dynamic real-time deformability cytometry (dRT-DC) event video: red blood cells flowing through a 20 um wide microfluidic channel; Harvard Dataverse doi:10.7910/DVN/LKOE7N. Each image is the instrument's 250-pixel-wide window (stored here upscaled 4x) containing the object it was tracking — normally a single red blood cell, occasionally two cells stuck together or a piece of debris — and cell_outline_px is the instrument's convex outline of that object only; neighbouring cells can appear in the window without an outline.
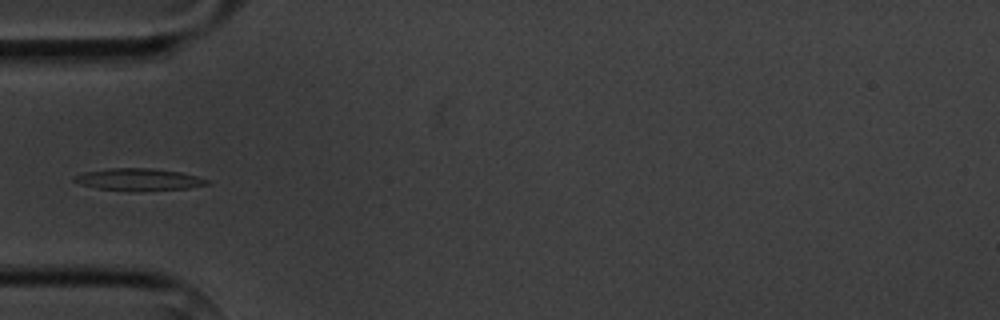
{"species": "common noctule bat (a hibernating species)", "species_latin": "Nyctalus noctula", "temperature_condition": "cold", "stored_images_in_passage": 3, "camera_frame_rate_fps": 3000, "um_per_image_px": 0.085, "animal": {"sex": "male", "body_mass_g": 20.1, "forearm_length_mm": 53.5}, "frame": {"image": 1, "passage_image": 3, "time_ms": 2.333, "image_size_px": [1000, 320], "cell_outline_px": [[208, 184], [188, 188], [136, 192], [100, 188], [80, 184], [72, 180], [72, 176], [84, 172], [108, 168], [152, 168], [180, 172], [196, 176], [208, 180]], "centroid_in_image_um": [11.75, 15.26], "position_along_channel_um": 73.2, "area_um2": 17.17}}